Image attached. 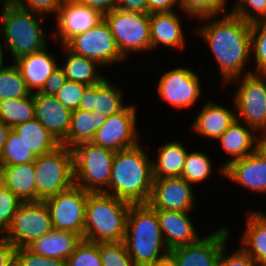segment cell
Segmentation results:
<instances>
[{"instance_id": "d590c367", "label": "cell", "mask_w": 266, "mask_h": 266, "mask_svg": "<svg viewBox=\"0 0 266 266\" xmlns=\"http://www.w3.org/2000/svg\"><path fill=\"white\" fill-rule=\"evenodd\" d=\"M211 168V161L206 154L191 152L187 154L181 177L191 184L200 183L209 177Z\"/></svg>"}, {"instance_id": "ab89813d", "label": "cell", "mask_w": 266, "mask_h": 266, "mask_svg": "<svg viewBox=\"0 0 266 266\" xmlns=\"http://www.w3.org/2000/svg\"><path fill=\"white\" fill-rule=\"evenodd\" d=\"M102 266H136L122 242L100 243Z\"/></svg>"}, {"instance_id": "7bdbcfd3", "label": "cell", "mask_w": 266, "mask_h": 266, "mask_svg": "<svg viewBox=\"0 0 266 266\" xmlns=\"http://www.w3.org/2000/svg\"><path fill=\"white\" fill-rule=\"evenodd\" d=\"M87 87L85 84L67 80L55 97L65 108L74 111L78 109Z\"/></svg>"}, {"instance_id": "db71d44e", "label": "cell", "mask_w": 266, "mask_h": 266, "mask_svg": "<svg viewBox=\"0 0 266 266\" xmlns=\"http://www.w3.org/2000/svg\"><path fill=\"white\" fill-rule=\"evenodd\" d=\"M262 132H264V137L256 138L255 152L266 159V130H262Z\"/></svg>"}, {"instance_id": "3957f363", "label": "cell", "mask_w": 266, "mask_h": 266, "mask_svg": "<svg viewBox=\"0 0 266 266\" xmlns=\"http://www.w3.org/2000/svg\"><path fill=\"white\" fill-rule=\"evenodd\" d=\"M123 243L136 266L153 264L170 251L163 239L156 210L148 203L131 204ZM161 247L165 251L163 254H160Z\"/></svg>"}, {"instance_id": "f1b7e54d", "label": "cell", "mask_w": 266, "mask_h": 266, "mask_svg": "<svg viewBox=\"0 0 266 266\" xmlns=\"http://www.w3.org/2000/svg\"><path fill=\"white\" fill-rule=\"evenodd\" d=\"M247 220L242 249L258 266H266V215L251 212Z\"/></svg>"}, {"instance_id": "8fae6325", "label": "cell", "mask_w": 266, "mask_h": 266, "mask_svg": "<svg viewBox=\"0 0 266 266\" xmlns=\"http://www.w3.org/2000/svg\"><path fill=\"white\" fill-rule=\"evenodd\" d=\"M65 46L73 53L105 66L126 59L105 19L87 32L73 37Z\"/></svg>"}, {"instance_id": "ac0fdd59", "label": "cell", "mask_w": 266, "mask_h": 266, "mask_svg": "<svg viewBox=\"0 0 266 266\" xmlns=\"http://www.w3.org/2000/svg\"><path fill=\"white\" fill-rule=\"evenodd\" d=\"M35 118L62 143L70 129L72 111L55 96L34 93Z\"/></svg>"}, {"instance_id": "6da1fadb", "label": "cell", "mask_w": 266, "mask_h": 266, "mask_svg": "<svg viewBox=\"0 0 266 266\" xmlns=\"http://www.w3.org/2000/svg\"><path fill=\"white\" fill-rule=\"evenodd\" d=\"M198 33L216 58L224 84L239 82L243 67L252 52L251 23L227 13L220 20L206 23Z\"/></svg>"}, {"instance_id": "c3c4849f", "label": "cell", "mask_w": 266, "mask_h": 266, "mask_svg": "<svg viewBox=\"0 0 266 266\" xmlns=\"http://www.w3.org/2000/svg\"><path fill=\"white\" fill-rule=\"evenodd\" d=\"M16 247L0 236V266H14Z\"/></svg>"}, {"instance_id": "11a10c76", "label": "cell", "mask_w": 266, "mask_h": 266, "mask_svg": "<svg viewBox=\"0 0 266 266\" xmlns=\"http://www.w3.org/2000/svg\"><path fill=\"white\" fill-rule=\"evenodd\" d=\"M11 128L6 125L2 120H0V154L5 145L7 135L10 132Z\"/></svg>"}, {"instance_id": "7dc6e473", "label": "cell", "mask_w": 266, "mask_h": 266, "mask_svg": "<svg viewBox=\"0 0 266 266\" xmlns=\"http://www.w3.org/2000/svg\"><path fill=\"white\" fill-rule=\"evenodd\" d=\"M66 81L67 79L63 70L58 66V68L51 73L38 93L47 96H55Z\"/></svg>"}, {"instance_id": "60d3db41", "label": "cell", "mask_w": 266, "mask_h": 266, "mask_svg": "<svg viewBox=\"0 0 266 266\" xmlns=\"http://www.w3.org/2000/svg\"><path fill=\"white\" fill-rule=\"evenodd\" d=\"M22 201L0 182V234L10 228L13 217Z\"/></svg>"}, {"instance_id": "e0dca14e", "label": "cell", "mask_w": 266, "mask_h": 266, "mask_svg": "<svg viewBox=\"0 0 266 266\" xmlns=\"http://www.w3.org/2000/svg\"><path fill=\"white\" fill-rule=\"evenodd\" d=\"M148 204L155 210L189 212L195 204L191 183L182 177L153 179Z\"/></svg>"}, {"instance_id": "f6af8a7d", "label": "cell", "mask_w": 266, "mask_h": 266, "mask_svg": "<svg viewBox=\"0 0 266 266\" xmlns=\"http://www.w3.org/2000/svg\"><path fill=\"white\" fill-rule=\"evenodd\" d=\"M18 6L37 14H55L61 7L63 0H12Z\"/></svg>"}, {"instance_id": "6f0895ef", "label": "cell", "mask_w": 266, "mask_h": 266, "mask_svg": "<svg viewBox=\"0 0 266 266\" xmlns=\"http://www.w3.org/2000/svg\"><path fill=\"white\" fill-rule=\"evenodd\" d=\"M3 46H4V45L1 46V44H0V68L4 67V66H3V62H4V61H3V59H4V58H3V55H4V54H3V53H4V52H3V50H4V49H3Z\"/></svg>"}, {"instance_id": "4fadbf2b", "label": "cell", "mask_w": 266, "mask_h": 266, "mask_svg": "<svg viewBox=\"0 0 266 266\" xmlns=\"http://www.w3.org/2000/svg\"><path fill=\"white\" fill-rule=\"evenodd\" d=\"M136 108L125 106L118 113L107 117L104 125L96 131L91 141L115 152L137 146Z\"/></svg>"}, {"instance_id": "1f68e13d", "label": "cell", "mask_w": 266, "mask_h": 266, "mask_svg": "<svg viewBox=\"0 0 266 266\" xmlns=\"http://www.w3.org/2000/svg\"><path fill=\"white\" fill-rule=\"evenodd\" d=\"M35 118L34 93L0 101V120L10 128Z\"/></svg>"}, {"instance_id": "74e56055", "label": "cell", "mask_w": 266, "mask_h": 266, "mask_svg": "<svg viewBox=\"0 0 266 266\" xmlns=\"http://www.w3.org/2000/svg\"><path fill=\"white\" fill-rule=\"evenodd\" d=\"M182 10L202 20L214 18L225 11L227 0H177Z\"/></svg>"}, {"instance_id": "ee69618b", "label": "cell", "mask_w": 266, "mask_h": 266, "mask_svg": "<svg viewBox=\"0 0 266 266\" xmlns=\"http://www.w3.org/2000/svg\"><path fill=\"white\" fill-rule=\"evenodd\" d=\"M14 266H67L66 261L32 253L27 248H16Z\"/></svg>"}, {"instance_id": "836d02e7", "label": "cell", "mask_w": 266, "mask_h": 266, "mask_svg": "<svg viewBox=\"0 0 266 266\" xmlns=\"http://www.w3.org/2000/svg\"><path fill=\"white\" fill-rule=\"evenodd\" d=\"M22 74L14 63L0 68V101L30 95Z\"/></svg>"}, {"instance_id": "d6986e66", "label": "cell", "mask_w": 266, "mask_h": 266, "mask_svg": "<svg viewBox=\"0 0 266 266\" xmlns=\"http://www.w3.org/2000/svg\"><path fill=\"white\" fill-rule=\"evenodd\" d=\"M156 214L163 239L169 250L190 245L200 239L188 212L156 210Z\"/></svg>"}, {"instance_id": "ffe728a7", "label": "cell", "mask_w": 266, "mask_h": 266, "mask_svg": "<svg viewBox=\"0 0 266 266\" xmlns=\"http://www.w3.org/2000/svg\"><path fill=\"white\" fill-rule=\"evenodd\" d=\"M224 176L251 190L266 193V159L256 152L229 163L224 168Z\"/></svg>"}, {"instance_id": "bcb514c9", "label": "cell", "mask_w": 266, "mask_h": 266, "mask_svg": "<svg viewBox=\"0 0 266 266\" xmlns=\"http://www.w3.org/2000/svg\"><path fill=\"white\" fill-rule=\"evenodd\" d=\"M226 246L222 248L217 266H258V264L241 248L231 255H225Z\"/></svg>"}, {"instance_id": "7a4b0ae2", "label": "cell", "mask_w": 266, "mask_h": 266, "mask_svg": "<svg viewBox=\"0 0 266 266\" xmlns=\"http://www.w3.org/2000/svg\"><path fill=\"white\" fill-rule=\"evenodd\" d=\"M146 154L140 144L115 152L108 189L103 192L131 204L148 203L154 178Z\"/></svg>"}, {"instance_id": "52a82bcc", "label": "cell", "mask_w": 266, "mask_h": 266, "mask_svg": "<svg viewBox=\"0 0 266 266\" xmlns=\"http://www.w3.org/2000/svg\"><path fill=\"white\" fill-rule=\"evenodd\" d=\"M72 152L75 185L89 192L106 190L115 151L93 142H84L73 147Z\"/></svg>"}, {"instance_id": "7c38bea8", "label": "cell", "mask_w": 266, "mask_h": 266, "mask_svg": "<svg viewBox=\"0 0 266 266\" xmlns=\"http://www.w3.org/2000/svg\"><path fill=\"white\" fill-rule=\"evenodd\" d=\"M266 74L248 72L235 93L234 105L245 124L255 131L266 130Z\"/></svg>"}, {"instance_id": "cb8c5ba5", "label": "cell", "mask_w": 266, "mask_h": 266, "mask_svg": "<svg viewBox=\"0 0 266 266\" xmlns=\"http://www.w3.org/2000/svg\"><path fill=\"white\" fill-rule=\"evenodd\" d=\"M178 17L174 11L150 13V36L153 49L160 44L177 48L184 46V33Z\"/></svg>"}, {"instance_id": "681fc988", "label": "cell", "mask_w": 266, "mask_h": 266, "mask_svg": "<svg viewBox=\"0 0 266 266\" xmlns=\"http://www.w3.org/2000/svg\"><path fill=\"white\" fill-rule=\"evenodd\" d=\"M116 8L149 14L148 0H117Z\"/></svg>"}, {"instance_id": "277c9868", "label": "cell", "mask_w": 266, "mask_h": 266, "mask_svg": "<svg viewBox=\"0 0 266 266\" xmlns=\"http://www.w3.org/2000/svg\"><path fill=\"white\" fill-rule=\"evenodd\" d=\"M131 203L104 192H90L86 203L84 240L122 242Z\"/></svg>"}, {"instance_id": "f907efd6", "label": "cell", "mask_w": 266, "mask_h": 266, "mask_svg": "<svg viewBox=\"0 0 266 266\" xmlns=\"http://www.w3.org/2000/svg\"><path fill=\"white\" fill-rule=\"evenodd\" d=\"M79 3L87 5L92 9L98 10L101 14L106 15L116 9L117 0H77Z\"/></svg>"}, {"instance_id": "83f0119b", "label": "cell", "mask_w": 266, "mask_h": 266, "mask_svg": "<svg viewBox=\"0 0 266 266\" xmlns=\"http://www.w3.org/2000/svg\"><path fill=\"white\" fill-rule=\"evenodd\" d=\"M11 129L36 157L47 154L61 145L36 118L20 123Z\"/></svg>"}, {"instance_id": "8992f818", "label": "cell", "mask_w": 266, "mask_h": 266, "mask_svg": "<svg viewBox=\"0 0 266 266\" xmlns=\"http://www.w3.org/2000/svg\"><path fill=\"white\" fill-rule=\"evenodd\" d=\"M36 201H45L75 184L73 152L60 145L55 150L38 156L34 162Z\"/></svg>"}, {"instance_id": "9c48e42d", "label": "cell", "mask_w": 266, "mask_h": 266, "mask_svg": "<svg viewBox=\"0 0 266 266\" xmlns=\"http://www.w3.org/2000/svg\"><path fill=\"white\" fill-rule=\"evenodd\" d=\"M53 229L51 215L44 201L23 202L4 237L16 248H26Z\"/></svg>"}, {"instance_id": "5b68a950", "label": "cell", "mask_w": 266, "mask_h": 266, "mask_svg": "<svg viewBox=\"0 0 266 266\" xmlns=\"http://www.w3.org/2000/svg\"><path fill=\"white\" fill-rule=\"evenodd\" d=\"M2 1L0 33L5 38L4 48H9L14 61L47 47L46 33L35 16L37 13L18 6L12 0Z\"/></svg>"}, {"instance_id": "d4e9b609", "label": "cell", "mask_w": 266, "mask_h": 266, "mask_svg": "<svg viewBox=\"0 0 266 266\" xmlns=\"http://www.w3.org/2000/svg\"><path fill=\"white\" fill-rule=\"evenodd\" d=\"M240 123V119L236 115V119L218 138L221 141V146L224 148V150L233 156V158L228 160L226 164H224V166L220 168V172L223 175L224 168L229 163L251 155L253 152H255L254 142H256V138L252 134L253 131H256L249 126L247 127L246 125L245 127V125H242Z\"/></svg>"}, {"instance_id": "603a6c76", "label": "cell", "mask_w": 266, "mask_h": 266, "mask_svg": "<svg viewBox=\"0 0 266 266\" xmlns=\"http://www.w3.org/2000/svg\"><path fill=\"white\" fill-rule=\"evenodd\" d=\"M0 182L23 202L36 201L34 162L0 166Z\"/></svg>"}, {"instance_id": "e575fe53", "label": "cell", "mask_w": 266, "mask_h": 266, "mask_svg": "<svg viewBox=\"0 0 266 266\" xmlns=\"http://www.w3.org/2000/svg\"><path fill=\"white\" fill-rule=\"evenodd\" d=\"M36 156L11 129L0 154V166L21 165L35 162Z\"/></svg>"}, {"instance_id": "b9f144b4", "label": "cell", "mask_w": 266, "mask_h": 266, "mask_svg": "<svg viewBox=\"0 0 266 266\" xmlns=\"http://www.w3.org/2000/svg\"><path fill=\"white\" fill-rule=\"evenodd\" d=\"M247 7H251L250 10ZM233 8L229 13L242 18L245 22L266 21V0H239Z\"/></svg>"}, {"instance_id": "4dcf8cb0", "label": "cell", "mask_w": 266, "mask_h": 266, "mask_svg": "<svg viewBox=\"0 0 266 266\" xmlns=\"http://www.w3.org/2000/svg\"><path fill=\"white\" fill-rule=\"evenodd\" d=\"M63 47L68 54V58L63 67L60 66V68L63 70L67 80L90 86L104 79L101 74L99 75L96 72L97 65H99L96 61L75 54L66 46Z\"/></svg>"}, {"instance_id": "7402d4cb", "label": "cell", "mask_w": 266, "mask_h": 266, "mask_svg": "<svg viewBox=\"0 0 266 266\" xmlns=\"http://www.w3.org/2000/svg\"><path fill=\"white\" fill-rule=\"evenodd\" d=\"M82 240L75 232L53 229L26 248L37 255L66 261Z\"/></svg>"}, {"instance_id": "816d5d0a", "label": "cell", "mask_w": 266, "mask_h": 266, "mask_svg": "<svg viewBox=\"0 0 266 266\" xmlns=\"http://www.w3.org/2000/svg\"><path fill=\"white\" fill-rule=\"evenodd\" d=\"M94 96H97V84L90 85L85 89L78 109L93 112Z\"/></svg>"}, {"instance_id": "8d00e7d4", "label": "cell", "mask_w": 266, "mask_h": 266, "mask_svg": "<svg viewBox=\"0 0 266 266\" xmlns=\"http://www.w3.org/2000/svg\"><path fill=\"white\" fill-rule=\"evenodd\" d=\"M67 266H102L100 243L82 240L66 260Z\"/></svg>"}, {"instance_id": "f5cc1de1", "label": "cell", "mask_w": 266, "mask_h": 266, "mask_svg": "<svg viewBox=\"0 0 266 266\" xmlns=\"http://www.w3.org/2000/svg\"><path fill=\"white\" fill-rule=\"evenodd\" d=\"M178 3L177 0H148V10L150 13L155 12H170Z\"/></svg>"}, {"instance_id": "44dd1931", "label": "cell", "mask_w": 266, "mask_h": 266, "mask_svg": "<svg viewBox=\"0 0 266 266\" xmlns=\"http://www.w3.org/2000/svg\"><path fill=\"white\" fill-rule=\"evenodd\" d=\"M14 63L19 68L31 93L33 89H37L33 93H38L51 73L58 68L56 59L46 47L39 52L24 55L15 60Z\"/></svg>"}, {"instance_id": "d6a6232c", "label": "cell", "mask_w": 266, "mask_h": 266, "mask_svg": "<svg viewBox=\"0 0 266 266\" xmlns=\"http://www.w3.org/2000/svg\"><path fill=\"white\" fill-rule=\"evenodd\" d=\"M121 95V90L104 78L97 83V96H94L93 111L105 117L118 113L125 107Z\"/></svg>"}, {"instance_id": "5bb4252c", "label": "cell", "mask_w": 266, "mask_h": 266, "mask_svg": "<svg viewBox=\"0 0 266 266\" xmlns=\"http://www.w3.org/2000/svg\"><path fill=\"white\" fill-rule=\"evenodd\" d=\"M229 229L222 228L190 245L169 251L175 266H217L222 248L226 246Z\"/></svg>"}, {"instance_id": "f546056e", "label": "cell", "mask_w": 266, "mask_h": 266, "mask_svg": "<svg viewBox=\"0 0 266 266\" xmlns=\"http://www.w3.org/2000/svg\"><path fill=\"white\" fill-rule=\"evenodd\" d=\"M188 152L180 142H168L159 147L158 160H152L153 178L181 177Z\"/></svg>"}, {"instance_id": "4316f807", "label": "cell", "mask_w": 266, "mask_h": 266, "mask_svg": "<svg viewBox=\"0 0 266 266\" xmlns=\"http://www.w3.org/2000/svg\"><path fill=\"white\" fill-rule=\"evenodd\" d=\"M106 119L107 117L94 111L87 112L79 109L72 111L70 129L61 145L72 149L81 143L91 142Z\"/></svg>"}, {"instance_id": "484cf974", "label": "cell", "mask_w": 266, "mask_h": 266, "mask_svg": "<svg viewBox=\"0 0 266 266\" xmlns=\"http://www.w3.org/2000/svg\"><path fill=\"white\" fill-rule=\"evenodd\" d=\"M235 119L234 112L210 101L195 118L193 129L202 136L218 139Z\"/></svg>"}, {"instance_id": "f35d334b", "label": "cell", "mask_w": 266, "mask_h": 266, "mask_svg": "<svg viewBox=\"0 0 266 266\" xmlns=\"http://www.w3.org/2000/svg\"><path fill=\"white\" fill-rule=\"evenodd\" d=\"M253 49L257 74H266V21L251 23V51Z\"/></svg>"}, {"instance_id": "30bf717a", "label": "cell", "mask_w": 266, "mask_h": 266, "mask_svg": "<svg viewBox=\"0 0 266 266\" xmlns=\"http://www.w3.org/2000/svg\"><path fill=\"white\" fill-rule=\"evenodd\" d=\"M89 191L75 184L45 200L54 229L71 231L84 239L86 203Z\"/></svg>"}, {"instance_id": "9a60e30c", "label": "cell", "mask_w": 266, "mask_h": 266, "mask_svg": "<svg viewBox=\"0 0 266 266\" xmlns=\"http://www.w3.org/2000/svg\"><path fill=\"white\" fill-rule=\"evenodd\" d=\"M103 19L104 15L98 10L77 0H63L56 14L55 37L65 46L73 37L94 28Z\"/></svg>"}, {"instance_id": "ba28073f", "label": "cell", "mask_w": 266, "mask_h": 266, "mask_svg": "<svg viewBox=\"0 0 266 266\" xmlns=\"http://www.w3.org/2000/svg\"><path fill=\"white\" fill-rule=\"evenodd\" d=\"M121 54L152 50L150 36V14L125 11L119 8L104 15Z\"/></svg>"}, {"instance_id": "2e32d148", "label": "cell", "mask_w": 266, "mask_h": 266, "mask_svg": "<svg viewBox=\"0 0 266 266\" xmlns=\"http://www.w3.org/2000/svg\"><path fill=\"white\" fill-rule=\"evenodd\" d=\"M158 92L162 99L177 108H189L200 95L197 74L189 68H174L165 72L159 82Z\"/></svg>"}, {"instance_id": "9f6ffc18", "label": "cell", "mask_w": 266, "mask_h": 266, "mask_svg": "<svg viewBox=\"0 0 266 266\" xmlns=\"http://www.w3.org/2000/svg\"><path fill=\"white\" fill-rule=\"evenodd\" d=\"M147 266H175L174 259L170 254L166 255L165 257L156 260L153 264Z\"/></svg>"}]
</instances>
